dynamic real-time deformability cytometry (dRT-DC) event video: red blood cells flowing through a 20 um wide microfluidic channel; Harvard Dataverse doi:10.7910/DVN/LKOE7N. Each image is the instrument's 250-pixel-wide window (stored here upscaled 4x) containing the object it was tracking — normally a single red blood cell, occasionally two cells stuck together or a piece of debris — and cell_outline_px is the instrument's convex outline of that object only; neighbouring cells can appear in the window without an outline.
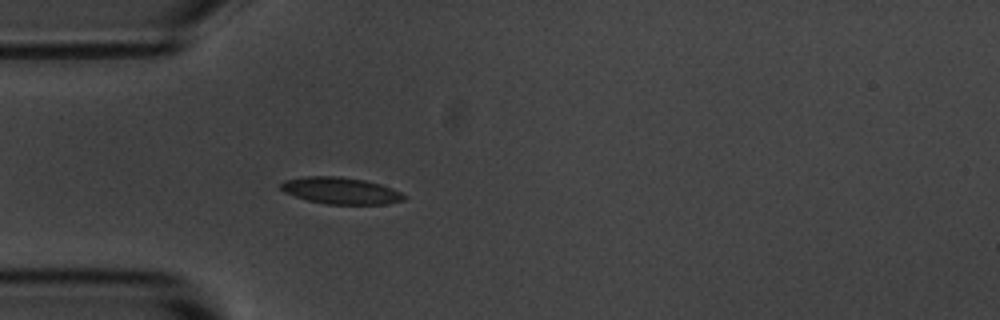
{"species": "common noctule bat (a hibernating species)", "species_latin": "Nyctalus noctula", "temperature_condition": "room temperature", "stored_images_in_passage": 4, "camera_frame_rate_fps": 3000, "um_per_image_px": 0.085, "animal": {"sex": "male", "body_mass_g": 20.1, "forearm_length_mm": 53.5}, "frame": {"image": 1, "passage_image": 4, "time_ms": 3.667, "image_size_px": [1000, 320], "cell_outline_px": [[404, 200], [384, 204], [328, 204], [308, 200], [284, 192], [280, 188], [280, 184], [284, 180], [304, 176], [340, 176], [364, 180], [380, 184], [392, 188], [400, 192], [404, 196]], "centroid_in_image_um": [28.93, 16.19], "position_along_channel_um": 56.1, "area_um2": 19.02}}